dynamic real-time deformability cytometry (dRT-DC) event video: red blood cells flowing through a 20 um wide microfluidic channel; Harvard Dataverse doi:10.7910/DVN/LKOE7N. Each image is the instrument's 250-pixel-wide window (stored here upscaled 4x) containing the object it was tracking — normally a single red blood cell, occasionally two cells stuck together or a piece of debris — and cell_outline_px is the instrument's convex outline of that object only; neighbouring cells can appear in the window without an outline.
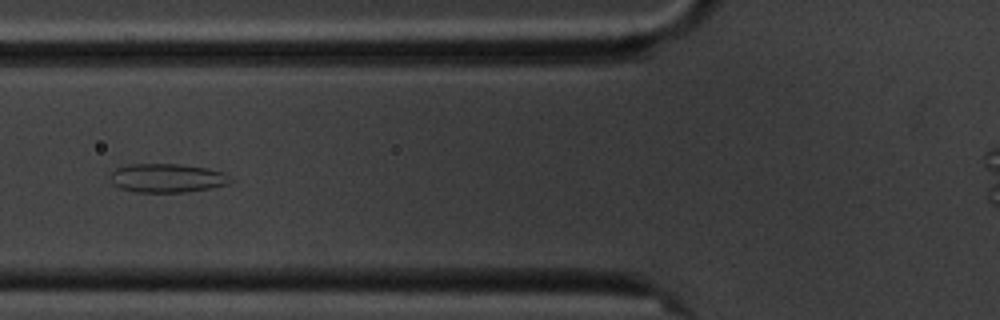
{"species": "common noctule bat (a hibernating species)", "species_latin": "Nyctalus noctula", "temperature_condition": "cold", "stored_images_in_passage": 13, "camera_frame_rate_fps": 3000, "um_per_image_px": 0.085, "animal": {"sex": "male", "body_mass_g": 20.1, "forearm_length_mm": 53.5}, "frame": {"image": 1, "passage_image": 3, "time_ms": 2.333, "image_size_px": [1000, 320], "cell_outline_px": [[232, 180], [228, 184], [212, 188], [188, 192], [136, 192], [120, 188], [112, 184], [112, 172], [116, 168], [128, 164], [180, 164], [208, 168], [224, 172]], "centroid_in_image_um": [14.23, 15.13], "position_along_channel_um": 111.6, "area_um2": 20.23}}
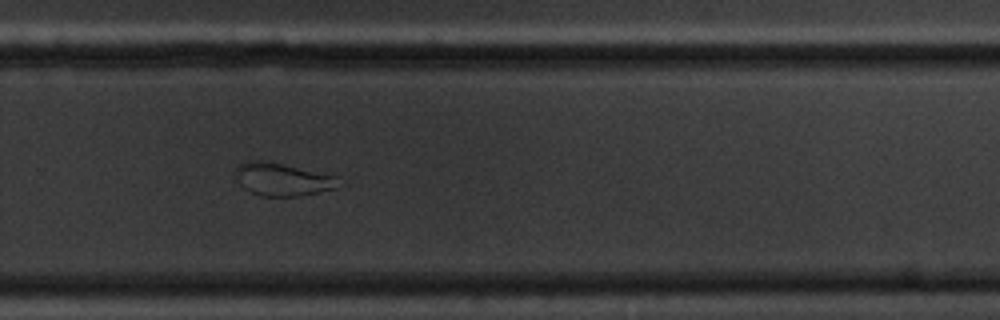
{"frame": {"image": 2, "passage_image": 8, "time_ms": 8.0, "image_size_px": [1000, 320], "cell_outline_px": [[344, 184], [336, 188], [300, 196], [260, 196], [244, 188], [240, 184], [236, 172], [236, 168], [244, 160], [264, 160], [336, 176]], "centroid_in_image_um": [24.03, 15.24], "position_along_channel_um": 305.8, "area_um2": 19.65}}
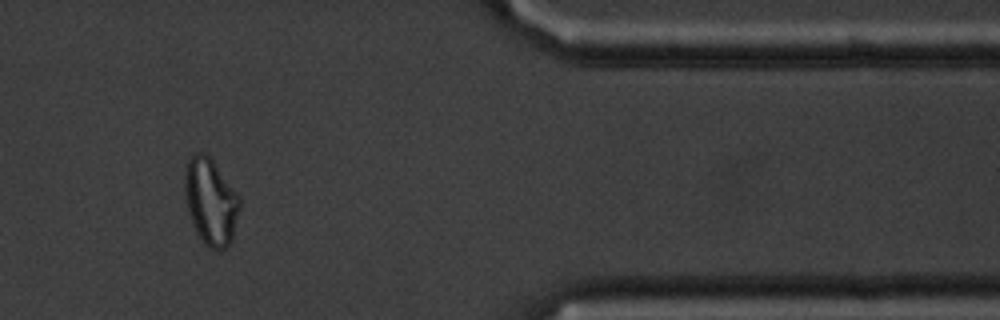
{"frame": {"image": 3, "passage_image": 10, "time_ms": 11.333, "image_size_px": [1000, 320], "cell_outline_px": [[240, 208], [232, 240], [224, 248], [208, 248], [204, 244], [196, 232], [192, 224], [188, 212], [184, 196], [184, 172], [188, 160], [196, 152], [204, 152], [212, 160], [240, 196]], "centroid_in_image_um": [17.89, 17.13], "position_along_channel_um": 393.5, "area_um2": 27.74}, "authors_computed_cell_mechanics": {"area_um2": 21.0392, "velocity_mm_per_s": 3.4229, "shape_relaxation_time_tau1_ms": null, "shape_relaxation_time_tau2_ms": 1.398, "deformation_change_tau1": null, "deformation_change_tau2": 0.048}}